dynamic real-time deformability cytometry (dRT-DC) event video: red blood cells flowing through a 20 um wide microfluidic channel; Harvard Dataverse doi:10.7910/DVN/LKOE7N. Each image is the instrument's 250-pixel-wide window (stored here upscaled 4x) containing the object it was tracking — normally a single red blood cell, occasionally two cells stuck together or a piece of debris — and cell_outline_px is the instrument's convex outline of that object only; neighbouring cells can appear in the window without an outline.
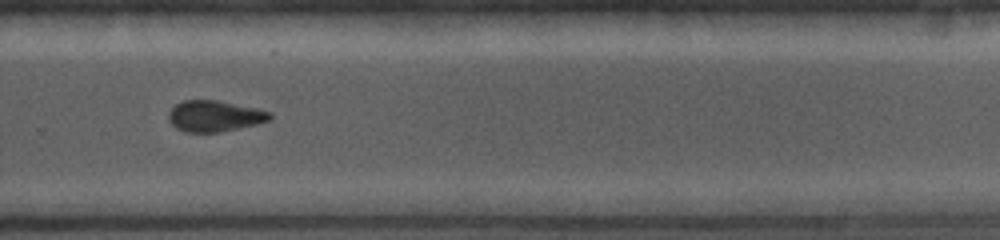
{"species": "common noctule bat (a hibernating species)", "species_latin": "Nyctalus noctula", "temperature_condition": "cold", "stored_images_in_passage": 30, "camera_frame_rate_fps": 5000, "um_per_image_px": 0.085, "animal": {"sex": "female", "body_mass_g": 19.0, "forearm_length_mm": 56.7}, "frame": {"image": 1, "passage_image": 15, "time_ms": 8.8, "image_size_px": [1000, 240], "cell_outline_px": [[272, 116], [268, 120], [256, 124], [220, 132], [184, 132], [176, 128], [172, 124], [168, 116], [168, 112], [176, 104], [184, 100], [216, 100], [256, 108], [272, 112]], "centroid_in_image_um": [18.22, 9.86], "position_along_channel_um": 311.6, "area_um2": 18.21}}
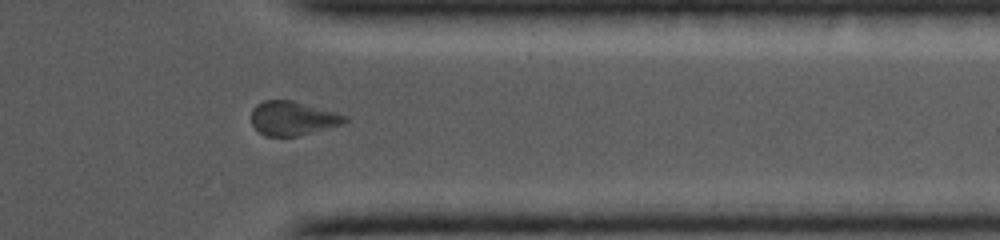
{"frame": {"image": 2, "passage_image": 20, "time_ms": 10.4, "image_size_px": [1000, 240], "cell_outline_px": [[348, 120], [340, 124], [296, 136], [264, 136], [252, 124], [252, 108], [256, 104], [264, 100], [292, 100], [336, 112], [344, 116]], "centroid_in_image_um": [24.82, 10.04], "position_along_channel_um": 386.6, "area_um2": 18.21}}
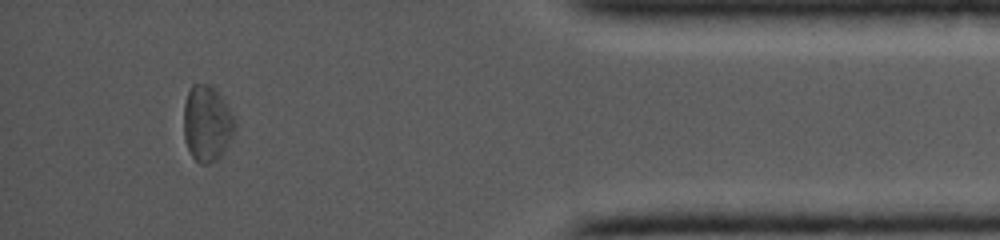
{"frame": {"image": 3, "passage_image": 25, "time_ms": 11.8, "image_size_px": [1000, 240], "cell_outline_px": [[236, 128], [232, 136], [220, 156], [216, 160], [208, 164], [200, 164], [192, 156], [184, 140], [184, 104], [188, 92], [192, 84], [208, 84], [216, 88], [224, 100], [236, 124]], "centroid_in_image_um": [17.58, 10.48], "position_along_channel_um": 417.6, "area_um2": 22.48}}